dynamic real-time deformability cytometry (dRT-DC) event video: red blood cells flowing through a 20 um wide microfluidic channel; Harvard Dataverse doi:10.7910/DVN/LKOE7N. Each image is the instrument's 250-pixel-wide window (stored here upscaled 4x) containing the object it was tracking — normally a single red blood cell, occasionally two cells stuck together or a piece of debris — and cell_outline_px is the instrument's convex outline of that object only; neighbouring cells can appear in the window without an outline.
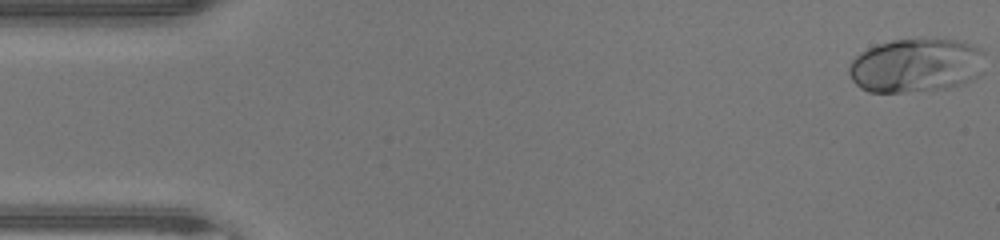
{"species": "human", "species_latin": "Homo sapiens", "temperature_condition": "warm", "stored_images_in_passage": 47, "camera_frame_rate_fps": 3000, "um_per_image_px": 0.085, "donor": {"sex": "male"}, "frame": {"image": 1, "passage_image": 1, "time_ms": 0.0, "image_size_px": [1000, 240], "cell_outline_px": [[984, 52], [976, 76], [972, 80], [948, 88], [904, 92], [868, 92], [860, 88], [852, 80], [848, 72], [848, 68], [852, 60], [860, 52], [868, 48], [892, 40], [964, 40], [980, 48]], "centroid_in_image_um": [77.81, 5.57], "position_along_channel_um": 7.2, "area_um2": 42.37}}
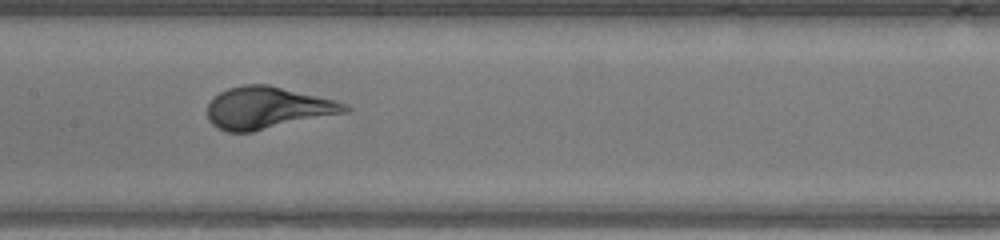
{"frame": {"image": 2, "passage_image": 23, "time_ms": 7.333, "image_size_px": [1000, 240], "cell_outline_px": [[352, 108], [348, 112], [252, 132], [228, 132], [216, 128], [208, 120], [208, 104], [220, 92], [228, 88], [244, 84], [268, 84], [336, 100], [348, 104]], "centroid_in_image_um": [22.76, 9.17], "position_along_channel_um": 184.6, "area_um2": 33.81}}
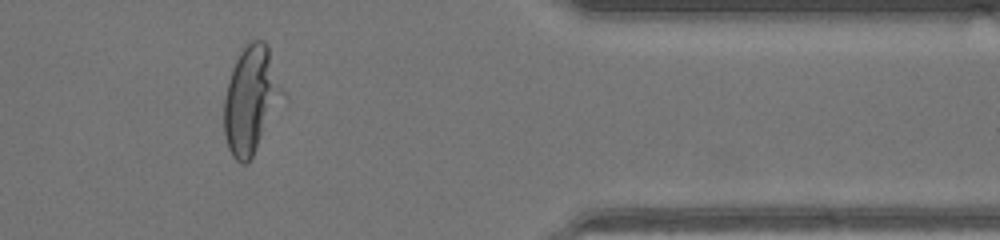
{"frame": {"image": 3, "passage_image": 39, "time_ms": 12.667, "image_size_px": [1000, 240], "cell_outline_px": [[288, 96], [252, 156], [244, 164], [240, 164], [232, 156], [228, 148], [224, 136], [224, 100], [232, 68], [240, 52], [252, 40], [264, 40], [268, 44], [288, 92]], "centroid_in_image_um": [21.42, 8.46], "position_along_channel_um": 390.0, "area_um2": 37.69}}